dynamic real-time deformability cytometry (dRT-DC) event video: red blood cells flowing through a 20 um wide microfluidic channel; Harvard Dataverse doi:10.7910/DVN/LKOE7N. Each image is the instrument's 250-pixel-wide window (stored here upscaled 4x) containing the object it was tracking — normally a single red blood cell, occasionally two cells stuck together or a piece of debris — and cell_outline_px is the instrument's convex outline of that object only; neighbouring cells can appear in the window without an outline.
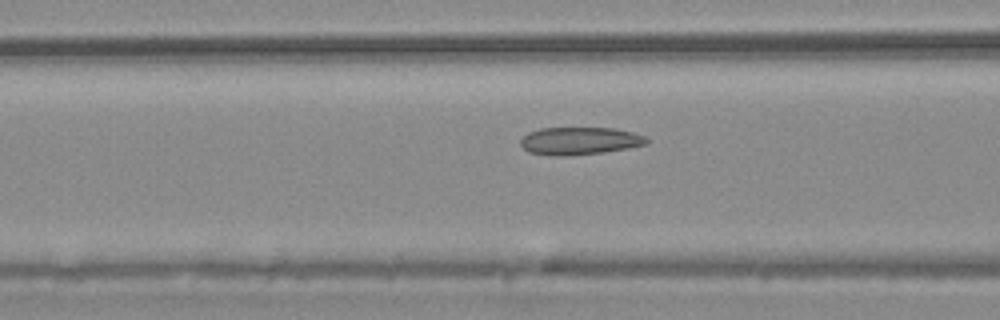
{"species": "common noctule bat (a hibernating species)", "species_latin": "Nyctalus noctula", "temperature_condition": "warm", "stored_images_in_passage": 55, "camera_frame_rate_fps": 3000, "um_per_image_px": 0.085, "animal": {"sex": "male", "body_mass_g": 20.4}, "frame": {"image": 1, "passage_image": 22, "time_ms": 7.0, "image_size_px": [1000, 320], "cell_outline_px": [[648, 144], [628, 148], [604, 152], [560, 156], [528, 152], [520, 144], [520, 140], [528, 132], [540, 128], [612, 128], [632, 132], [644, 136], [648, 140]], "centroid_in_image_um": [49.26, 11.97], "position_along_channel_um": 117.3, "area_um2": 20.11}}
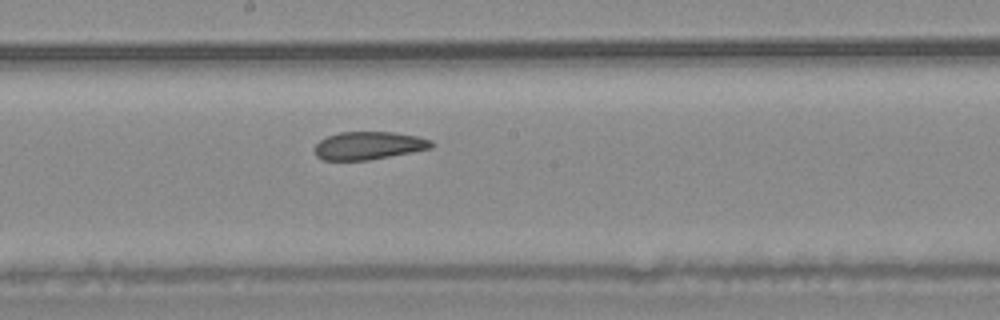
{"frame": {"image": 2, "passage_image": 30, "time_ms": 9.667, "image_size_px": [1000, 320], "cell_outline_px": [[436, 144], [432, 148], [412, 152], [368, 160], [320, 160], [316, 156], [316, 144], [320, 140], [328, 136], [340, 132], [392, 132], [416, 136], [432, 140]], "centroid_in_image_um": [31.36, 12.38], "position_along_channel_um": 216.8, "area_um2": 18.96}}
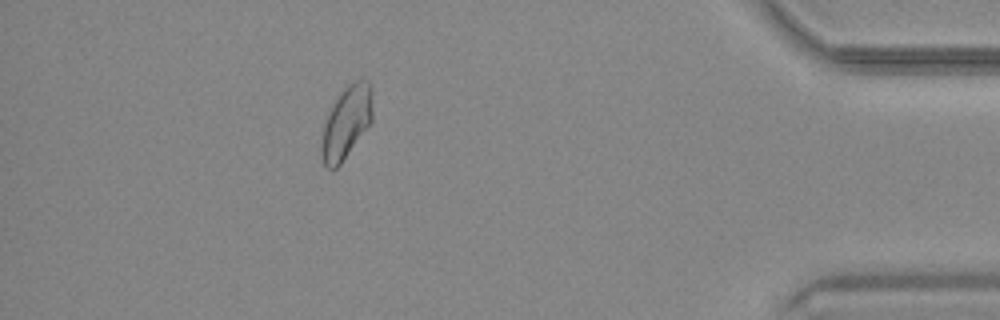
{"frame": {"image": 3, "passage_image": 49, "time_ms": 16.0, "image_size_px": [1000, 320], "cell_outline_px": [[372, 120], [340, 164], [336, 168], [328, 168], [324, 164], [320, 156], [320, 144], [324, 124], [340, 92], [348, 84], [356, 80], [368, 80], [372, 112]], "centroid_in_image_um": [29.4, 10.44], "position_along_channel_um": 405.8, "area_um2": 20.87}, "authors_computed_cell_mechanics": {"area_um2": 21.3282, "velocity_mm_per_s": 3.7337, "shape_relaxation_time_tau1_ms": null, "shape_relaxation_time_tau2_ms": 2.7568, "deformation_change_tau1": null, "deformation_change_tau2": 0.061}}